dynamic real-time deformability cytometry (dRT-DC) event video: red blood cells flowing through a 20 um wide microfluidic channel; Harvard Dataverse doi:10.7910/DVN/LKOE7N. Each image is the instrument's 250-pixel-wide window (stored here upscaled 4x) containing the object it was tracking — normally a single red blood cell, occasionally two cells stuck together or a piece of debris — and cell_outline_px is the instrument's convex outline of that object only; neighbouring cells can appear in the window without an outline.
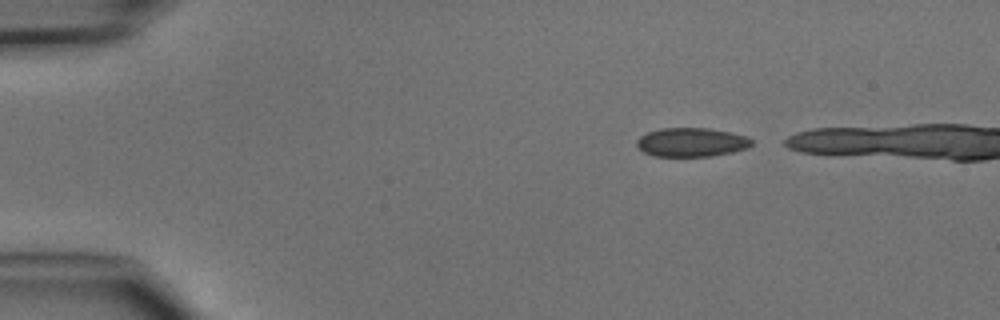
{"species": "common noctule bat (a hibernating species)", "species_latin": "Nyctalus noctula", "temperature_condition": "cold", "stored_images_in_passage": 6, "segment_of_instrument_passage": [1, 2], "camera_frame_rate_fps": 3000, "um_per_image_px": 0.085, "animal": {"sex": "male", "body_mass_g": 15.6}, "frame": {"image": 1, "passage_image": 1, "time_ms": 0.0, "image_size_px": [1000, 320], "cell_outline_px": [[752, 144], [748, 148], [732, 152], [712, 156], [652, 156], [644, 152], [636, 144], [636, 140], [640, 136], [648, 132], [660, 128], [708, 128], [732, 132], [748, 136], [752, 140]], "centroid_in_image_um": [58.79, 12.08], "position_along_channel_um": 26.2, "area_um2": 19.48}}
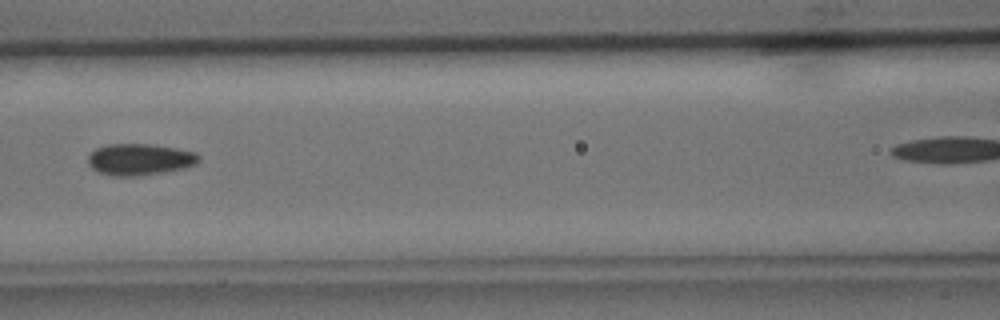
{"frame": {"image": 2, "passage_image": 5, "time_ms": 4.667, "image_size_px": [1000, 320], "cell_outline_px": [[200, 160], [196, 164], [184, 168], [136, 176], [112, 176], [96, 172], [88, 164], [88, 156], [96, 148], [108, 144], [152, 144], [176, 148], [196, 152], [200, 156]], "centroid_in_image_um": [11.86, 13.55], "position_along_channel_um": 154.7, "area_um2": 20.4}}